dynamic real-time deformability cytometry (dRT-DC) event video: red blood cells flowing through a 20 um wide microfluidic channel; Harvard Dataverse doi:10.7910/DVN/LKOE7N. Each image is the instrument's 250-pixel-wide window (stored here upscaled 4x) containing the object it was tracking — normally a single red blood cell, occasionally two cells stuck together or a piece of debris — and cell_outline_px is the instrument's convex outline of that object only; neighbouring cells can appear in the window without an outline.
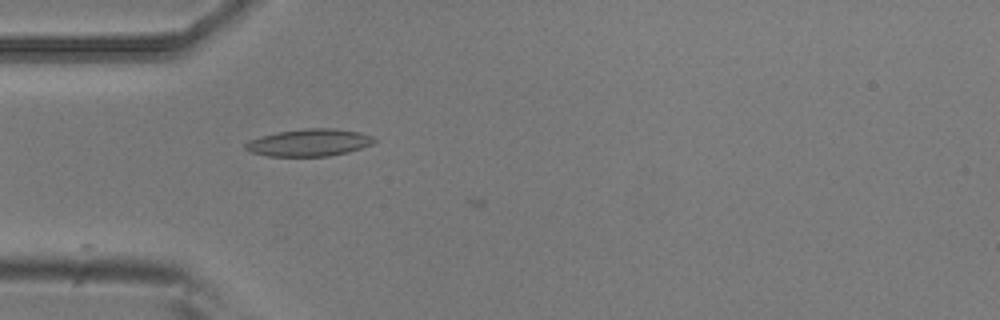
{"species": "common noctule bat (a hibernating species)", "species_latin": "Nyctalus noctula", "temperature_condition": "room temperature", "stored_images_in_passage": 5, "camera_frame_rate_fps": 3000, "um_per_image_px": 0.085, "animal": {"sex": "male", "body_mass_g": 20.5, "forearm_length_mm": 52.5}, "frame": {"image": 1, "passage_image": 5, "time_ms": 1.333, "image_size_px": [1000, 320], "cell_outline_px": [[376, 140], [372, 144], [348, 152], [328, 156], [268, 156], [252, 152], [244, 148], [244, 144], [248, 140], [260, 136], [276, 132], [304, 128], [336, 128], [360, 132], [372, 136]], "centroid_in_image_um": [26.26, 12.11], "position_along_channel_um": 58.7, "area_um2": 20.52}}